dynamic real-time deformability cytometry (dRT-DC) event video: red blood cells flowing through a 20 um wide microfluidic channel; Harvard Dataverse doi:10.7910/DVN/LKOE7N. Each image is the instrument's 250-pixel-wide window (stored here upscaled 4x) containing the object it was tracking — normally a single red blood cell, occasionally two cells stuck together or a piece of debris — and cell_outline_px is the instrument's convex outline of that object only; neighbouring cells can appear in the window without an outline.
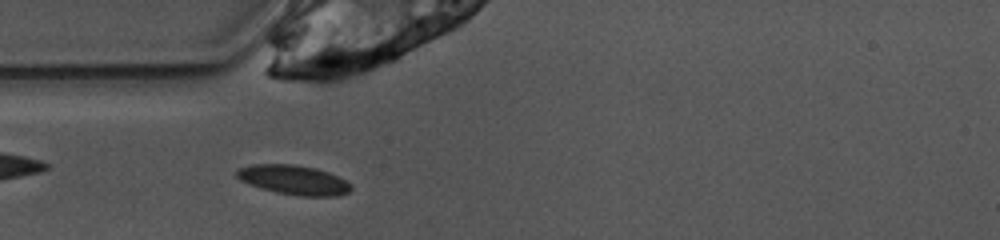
{"species": "common noctule bat (a hibernating species)", "species_latin": "Nyctalus noctula", "temperature_condition": "warm", "stored_images_in_passage": 40, "camera_frame_rate_fps": 3000, "um_per_image_px": 0.085, "animal": {"sex": "female", "body_mass_g": 10.0, "forearm_length_mm": 53.1}, "frame": {"image": 1, "passage_image": 3, "time_ms": 0.667, "image_size_px": [1000, 240], "cell_outline_px": [[352, 188], [348, 192], [336, 196], [300, 196], [276, 192], [240, 180], [236, 176], [236, 168], [252, 164], [292, 164], [316, 168], [328, 172], [352, 184]], "centroid_in_image_um": [24.96, 15.28], "position_along_channel_um": 60.0, "area_um2": 19.48}}
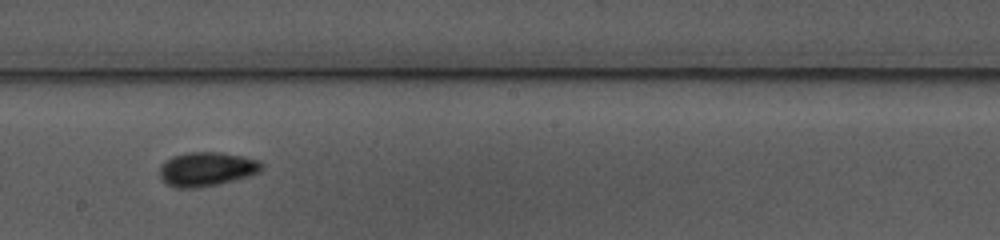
{"frame": {"image": 2, "passage_image": 16, "time_ms": 5.0, "image_size_px": [1000, 240], "cell_outline_px": [[264, 168], [260, 172], [248, 176], [216, 184], [196, 188], [176, 188], [160, 180], [160, 164], [172, 156], [184, 152], [220, 152], [244, 156], [260, 160], [264, 164]], "centroid_in_image_um": [17.57, 14.36], "position_along_channel_um": 230.6, "area_um2": 20.52}}
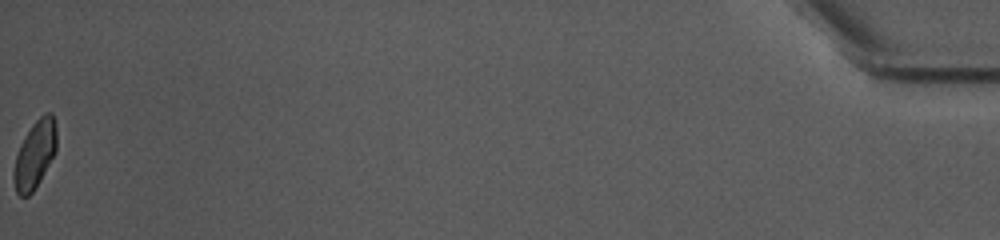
{"frame": {"image": 3, "passage_image": 40, "time_ms": 13.0, "image_size_px": [1000, 240], "cell_outline_px": [[56, 152], [36, 188], [28, 196], [20, 196], [16, 192], [12, 180], [12, 172], [16, 156], [20, 144], [24, 136], [32, 124], [44, 112], [52, 112], [56, 128]], "centroid_in_image_um": [2.95, 13.14], "position_along_channel_um": 432.3, "area_um2": 17.17}, "authors_computed_cell_mechanics": {"area_um2": 18.2648, "velocity_mm_per_s": 3.9143, "shape_relaxation_time_tau1_ms": 2.3855, "shape_relaxation_time_tau2_ms": 2.2412, "deformation_change_tau1": 0.1251, "deformation_change_tau2": 0.0649}}